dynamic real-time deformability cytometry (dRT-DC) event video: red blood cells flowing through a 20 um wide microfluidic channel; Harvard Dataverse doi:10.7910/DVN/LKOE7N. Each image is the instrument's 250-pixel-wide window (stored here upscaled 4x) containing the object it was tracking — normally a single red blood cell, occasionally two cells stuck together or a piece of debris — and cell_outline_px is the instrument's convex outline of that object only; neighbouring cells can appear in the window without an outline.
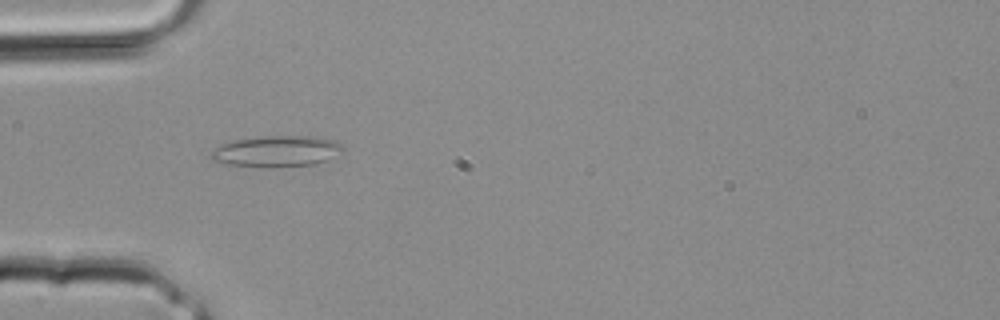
{"species": "common noctule bat (a hibernating species)", "species_latin": "Nyctalus noctula", "temperature_condition": "room temperature", "stored_images_in_passage": 26, "camera_frame_rate_fps": 3000, "um_per_image_px": 0.085, "animal": {"sex": "male", "body_mass_g": 20.4}, "frame": {"image": 1, "passage_image": 3, "time_ms": 0.667, "image_size_px": [1000, 320], "cell_outline_px": [[344, 148], [328, 160], [316, 164], [268, 168], [232, 164], [212, 160], [212, 148], [232, 140], [260, 136], [316, 136], [332, 140], [340, 144]], "centroid_in_image_um": [23.5, 12.85], "position_along_channel_um": 61.5, "area_um2": 23.87}}
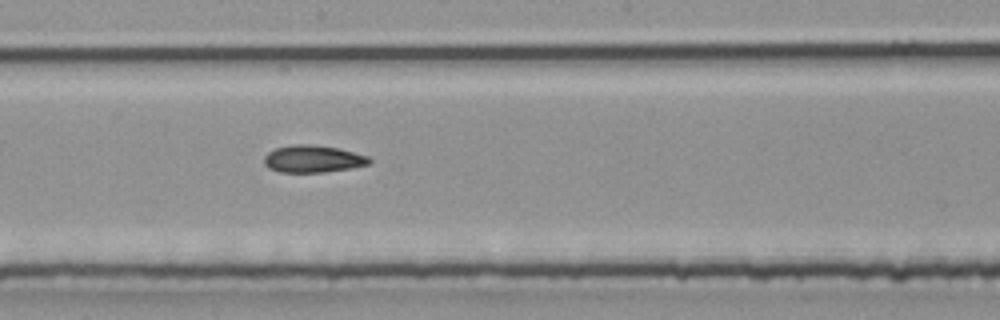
{"frame": {"image": 2, "passage_image": 11, "time_ms": 3.333, "image_size_px": [1000, 320], "cell_outline_px": [[372, 160], [368, 164], [352, 168], [324, 172], [280, 172], [268, 168], [264, 164], [264, 156], [268, 152], [276, 148], [296, 144], [308, 144], [336, 148], [368, 156]], "centroid_in_image_um": [26.57, 13.51], "position_along_channel_um": 221.6, "area_um2": 16.53}}
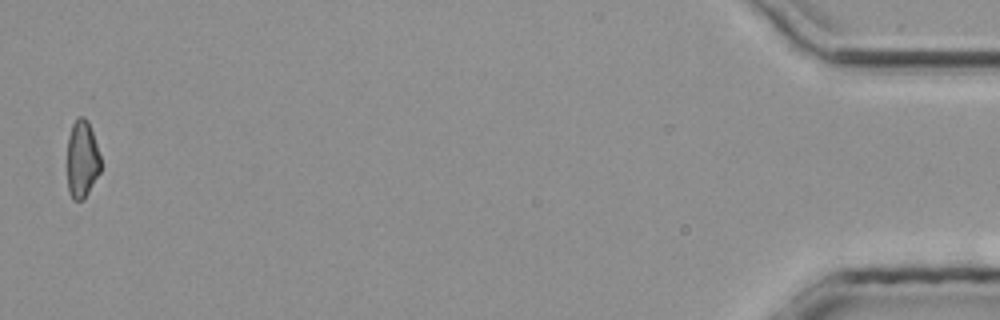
{"frame": {"image": 3, "passage_image": 26, "time_ms": 8.333, "image_size_px": [1000, 320], "cell_outline_px": [[100, 172], [84, 200], [72, 200], [68, 192], [68, 136], [72, 124], [76, 116], [84, 116], [88, 120], [100, 156]], "centroid_in_image_um": [6.97, 13.53], "position_along_channel_um": 428.2, "area_um2": 15.2}}